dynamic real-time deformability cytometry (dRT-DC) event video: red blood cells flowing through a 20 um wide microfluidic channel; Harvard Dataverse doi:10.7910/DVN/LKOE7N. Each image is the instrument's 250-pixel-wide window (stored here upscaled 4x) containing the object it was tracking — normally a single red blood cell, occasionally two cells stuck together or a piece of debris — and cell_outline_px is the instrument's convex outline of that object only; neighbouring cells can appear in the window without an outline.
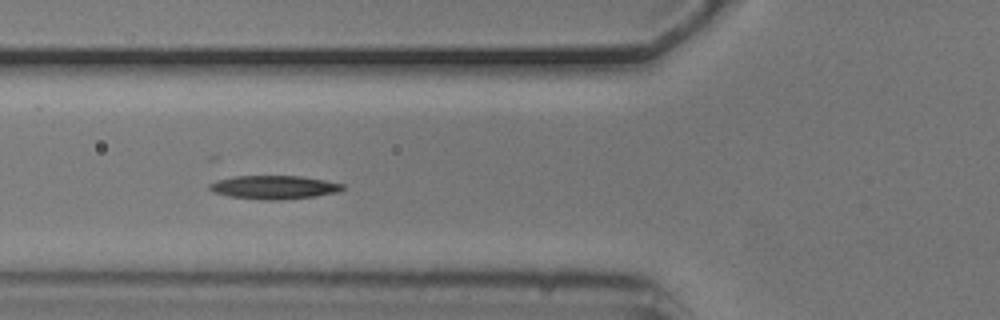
{"species": "common noctule bat (a hibernating species)", "species_latin": "Nyctalus noctula", "temperature_condition": "cold", "stored_images_in_passage": 12, "camera_frame_rate_fps": 3000, "um_per_image_px": 0.085, "animal": {"sex": "male", "body_mass_g": 20.5, "forearm_length_mm": 52.5}, "frame": {"image": 1, "passage_image": 4, "time_ms": 1.0, "image_size_px": [1000, 320], "cell_outline_px": [[344, 188], [340, 192], [316, 196], [280, 200], [260, 200], [228, 196], [212, 192], [208, 188], [208, 184], [216, 180], [232, 176], [300, 176], [324, 180], [344, 184]], "centroid_in_image_um": [23.26, 15.92], "position_along_channel_um": 102.5, "area_um2": 18.5}}
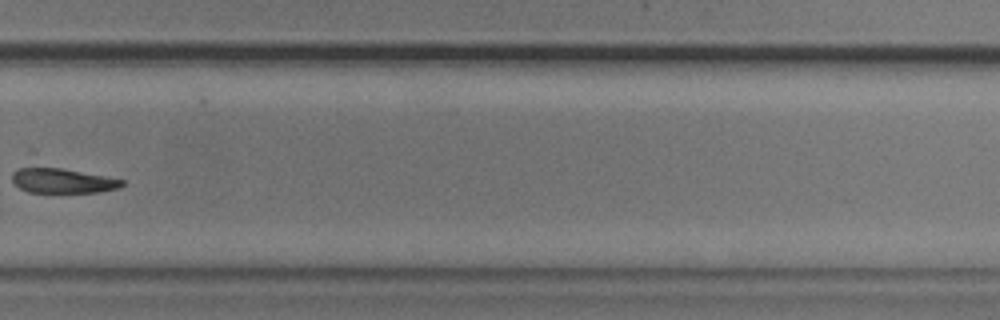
{"frame": {"image": 2, "passage_image": 9, "time_ms": 2.667, "image_size_px": [1000, 320], "cell_outline_px": [[124, 184], [120, 188], [100, 192], [28, 192], [20, 188], [12, 180], [12, 172], [28, 152], [32, 148], [124, 180]], "centroid_in_image_um": [5.09, 14.92], "position_along_channel_um": 324.7, "area_um2": 22.25}}
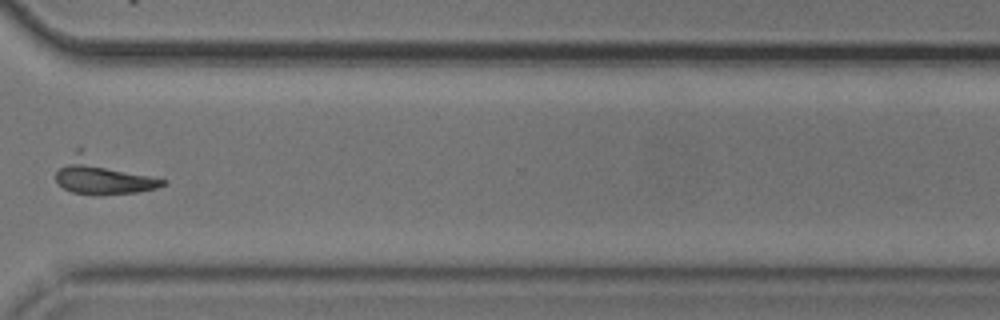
{"frame": {"image": 3, "passage_image": 10, "time_ms": 3.0, "image_size_px": [1000, 320], "cell_outline_px": [[168, 184], [156, 188], [136, 192], [96, 196], [92, 196], [72, 192], [64, 188], [56, 180], [56, 172], [76, 148], [84, 148], [168, 180]], "centroid_in_image_um": [8.79, 14.92], "position_along_channel_um": 361.8, "area_um2": 23.76}}